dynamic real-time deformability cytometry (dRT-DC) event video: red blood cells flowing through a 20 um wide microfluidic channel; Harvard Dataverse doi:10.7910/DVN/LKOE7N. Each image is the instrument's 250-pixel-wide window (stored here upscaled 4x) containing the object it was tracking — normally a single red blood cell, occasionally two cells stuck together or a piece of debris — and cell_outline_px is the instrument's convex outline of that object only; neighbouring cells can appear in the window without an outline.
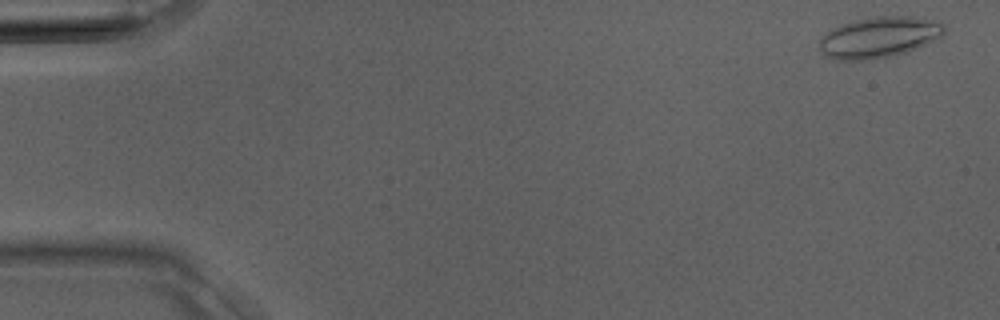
{"species": "Egyptian fruit bat (a non-hibernating species)", "species_latin": "Rousettus aegyptiacus", "temperature_condition": "room temperature", "stored_images_in_passage": 38, "camera_frame_rate_fps": 3000, "um_per_image_px": 0.085, "animal": {"sex": "male"}, "frame": {"image": 1, "passage_image": 2, "time_ms": 0.333, "image_size_px": [1000, 320], "cell_outline_px": [[944, 36], [940, 40], [892, 56], [864, 60], [832, 60], [824, 56], [820, 52], [820, 40], [832, 28], [840, 24], [856, 20], [876, 16], [912, 16], [940, 20], [944, 24]], "centroid_in_image_um": [74.77, 3.16], "position_along_channel_um": 10.2, "area_um2": 30.23}}
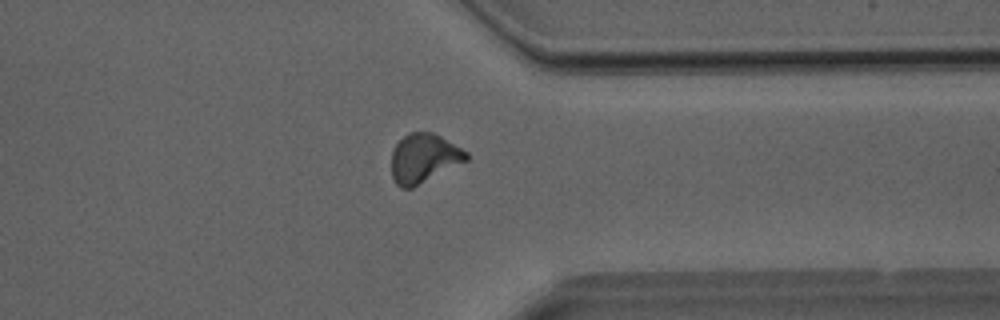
{"frame": {"image": 2, "passage_image": 30, "time_ms": 9.667, "image_size_px": [1000, 320], "cell_outline_px": [[468, 160], [412, 188], [400, 188], [396, 184], [392, 176], [392, 152], [396, 144], [404, 136], [412, 132], [432, 132], [440, 136], [468, 152]], "centroid_in_image_um": [36.02, 13.46], "position_along_channel_um": 375.4, "area_um2": 21.21}}
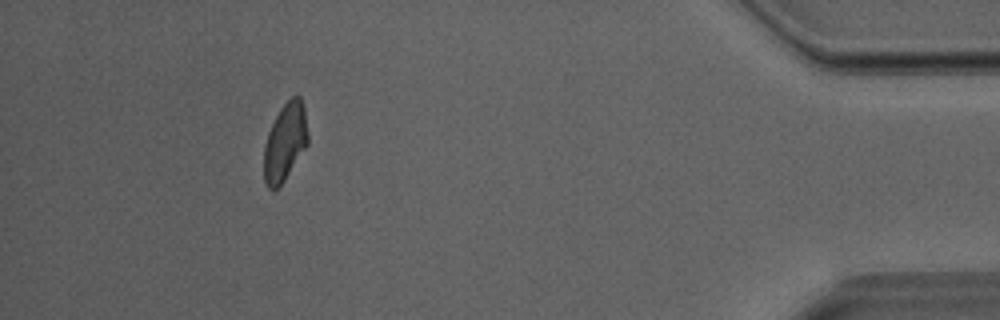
{"frame": {"image": 3, "passage_image": 35, "time_ms": 11.333, "image_size_px": [1000, 320], "cell_outline_px": [[308, 144], [284, 180], [276, 188], [268, 188], [264, 184], [264, 144], [268, 132], [280, 108], [292, 96], [300, 96], [304, 108], [308, 132]], "centroid_in_image_um": [24.22, 12.07], "position_along_channel_um": 411.0, "area_um2": 19.77}}